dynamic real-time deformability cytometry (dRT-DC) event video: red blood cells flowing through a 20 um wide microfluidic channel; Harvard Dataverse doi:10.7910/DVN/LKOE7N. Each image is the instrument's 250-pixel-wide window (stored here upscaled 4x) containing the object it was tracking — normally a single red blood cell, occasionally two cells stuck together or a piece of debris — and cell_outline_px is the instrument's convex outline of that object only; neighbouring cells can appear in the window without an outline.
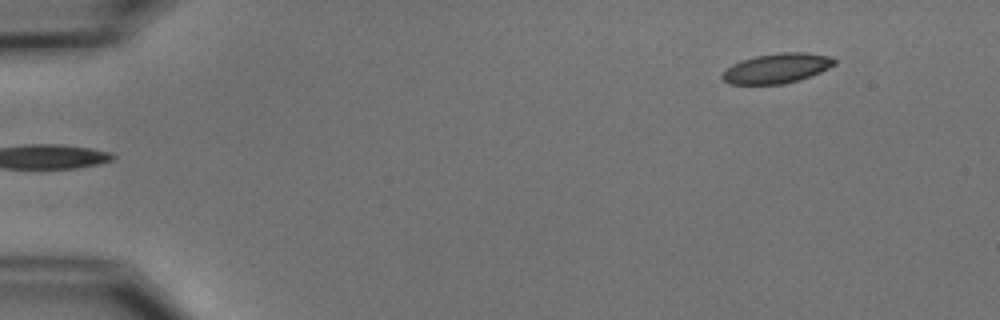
{"species": "common noctule bat (a hibernating species)", "species_latin": "Nyctalus noctula", "temperature_condition": "cold", "stored_images_in_passage": 4, "camera_frame_rate_fps": 3000, "um_per_image_px": 0.085, "animal": {"sex": "male", "body_mass_g": 15.6}, "frame": {"image": 1, "passage_image": 1, "time_ms": 0.0, "image_size_px": [1000, 320], "cell_outline_px": [[836, 64], [820, 72], [800, 80], [784, 84], [728, 84], [720, 76], [724, 68], [740, 60], [756, 56], [780, 52], [804, 52], [832, 56], [836, 60]], "centroid_in_image_um": [66.01, 5.8], "position_along_channel_um": 19.0, "area_um2": 19.77}}
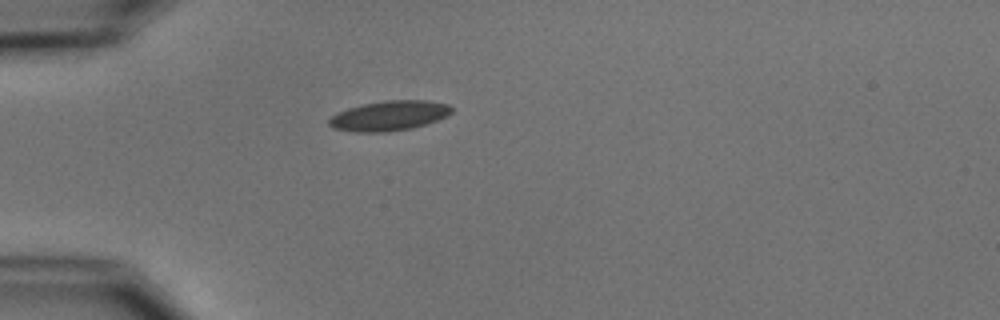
{"frame": {"image": 2, "passage_image": 3, "time_ms": 3.333, "image_size_px": [1000, 320], "cell_outline_px": [[452, 112], [448, 116], [412, 128], [388, 132], [352, 132], [332, 128], [328, 124], [328, 120], [332, 116], [348, 108], [364, 104], [384, 100], [428, 100], [448, 104], [452, 108]], "centroid_in_image_um": [33.08, 9.84], "position_along_channel_um": 51.9, "area_um2": 21.39}}